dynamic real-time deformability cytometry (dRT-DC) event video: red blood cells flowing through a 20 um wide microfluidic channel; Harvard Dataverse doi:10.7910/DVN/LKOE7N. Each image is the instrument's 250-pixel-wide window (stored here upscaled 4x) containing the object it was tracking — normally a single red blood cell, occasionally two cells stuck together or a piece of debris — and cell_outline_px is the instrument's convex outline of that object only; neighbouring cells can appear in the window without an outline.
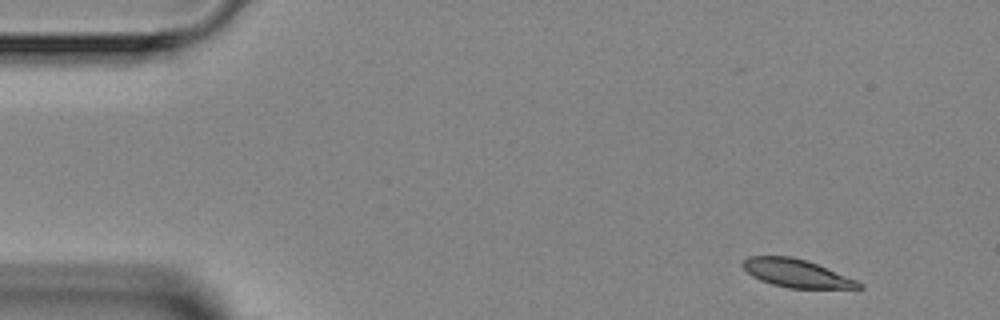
{"species": "Egyptian fruit bat (a non-hibernating species)", "species_latin": "Rousettus aegyptiacus", "temperature_condition": "room temperature", "stored_images_in_passage": 5, "camera_frame_rate_fps": 3000, "um_per_image_px": 0.085, "animal": {"sex": "female"}, "frame": {"image": 1, "passage_image": 1, "time_ms": 0.0, "image_size_px": [1000, 320], "cell_outline_px": [[864, 288], [788, 288], [772, 284], [760, 280], [752, 276], [740, 264], [748, 256], [792, 256], [808, 260], [856, 280], [864, 284]], "centroid_in_image_um": [67.69, 23.22], "position_along_channel_um": 17.3, "area_um2": 18.96}}
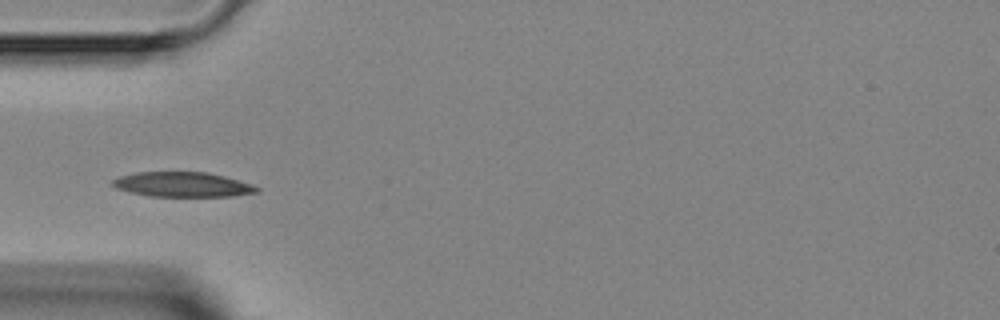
{"frame": {"image": 2, "passage_image": 4, "time_ms": 3.667, "image_size_px": [1000, 320], "cell_outline_px": [[260, 192], [232, 196], [148, 196], [128, 192], [116, 188], [108, 184], [112, 180], [120, 176], [136, 172], [208, 172], [224, 176], [252, 184], [260, 188]], "centroid_in_image_um": [15.49, 15.68], "position_along_channel_um": 69.5, "area_um2": 21.04}}
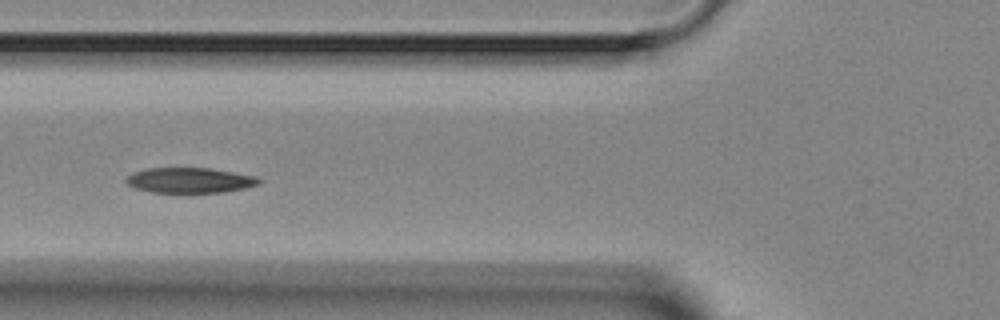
{"frame": {"image": 3, "passage_image": 5, "time_ms": 4.667, "image_size_px": [1000, 320], "cell_outline_px": [[264, 180], [260, 184], [244, 188], [224, 192], [188, 196], [152, 192], [136, 188], [128, 184], [124, 180], [132, 172], [148, 168], [212, 168], [256, 176]], "centroid_in_image_um": [16.16, 15.37], "position_along_channel_um": 109.6, "area_um2": 20.63}}